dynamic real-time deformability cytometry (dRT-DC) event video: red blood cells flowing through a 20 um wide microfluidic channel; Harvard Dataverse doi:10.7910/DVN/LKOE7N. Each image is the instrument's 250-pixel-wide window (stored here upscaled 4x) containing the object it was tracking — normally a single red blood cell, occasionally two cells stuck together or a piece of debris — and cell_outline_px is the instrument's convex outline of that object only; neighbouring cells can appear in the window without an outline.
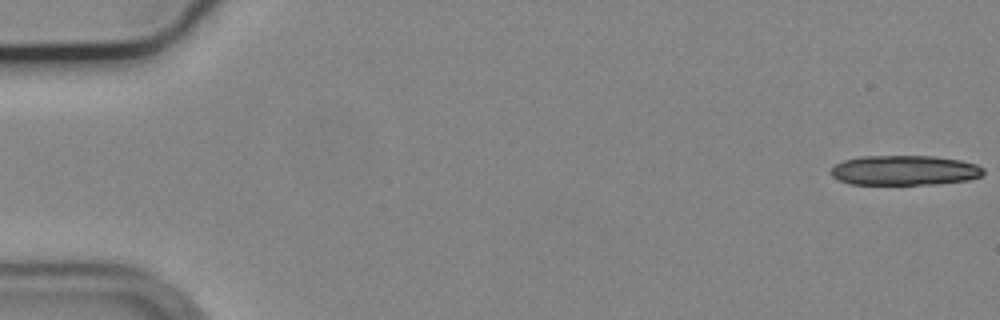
{"species": "common noctule bat (a hibernating species)", "species_latin": "Nyctalus noctula", "temperature_condition": "cold", "stored_images_in_passage": 22, "camera_frame_rate_fps": 3000, "um_per_image_px": 0.085, "animal": {"sex": "male", "body_mass_g": 19.2, "forearm_length_mm": 51.8}, "frame": {"image": 1, "passage_image": 1, "time_ms": 0.0, "image_size_px": [1000, 320], "cell_outline_px": [[984, 172], [980, 176], [968, 180], [936, 184], [852, 184], [840, 180], [832, 176], [832, 168], [836, 164], [844, 160], [860, 156], [932, 156], [960, 160], [976, 164], [984, 168]], "centroid_in_image_um": [76.91, 14.47], "position_along_channel_um": 8.1, "area_um2": 26.41}}
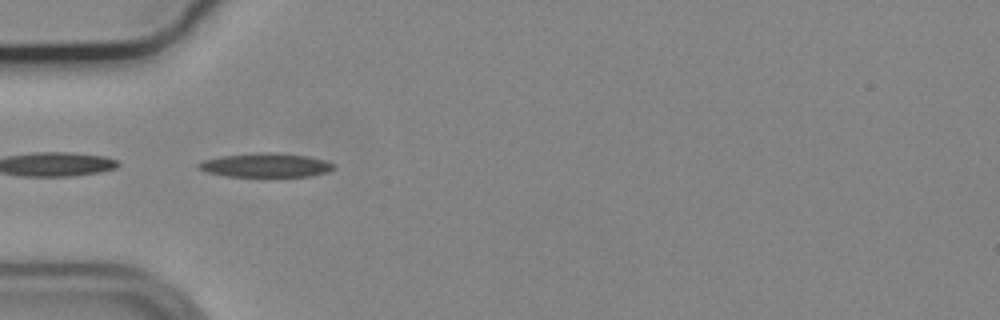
{"frame": {"image": 2, "passage_image": 18, "time_ms": 5.667, "image_size_px": [1000, 320], "cell_outline_px": [[336, 168], [328, 172], [308, 176], [228, 176], [208, 172], [196, 168], [196, 164], [200, 160], [220, 156], [256, 152], [272, 152], [304, 156], [324, 160], [332, 164]], "centroid_in_image_um": [22.51, 14.03], "position_along_channel_um": 62.5, "area_um2": 18.84}}